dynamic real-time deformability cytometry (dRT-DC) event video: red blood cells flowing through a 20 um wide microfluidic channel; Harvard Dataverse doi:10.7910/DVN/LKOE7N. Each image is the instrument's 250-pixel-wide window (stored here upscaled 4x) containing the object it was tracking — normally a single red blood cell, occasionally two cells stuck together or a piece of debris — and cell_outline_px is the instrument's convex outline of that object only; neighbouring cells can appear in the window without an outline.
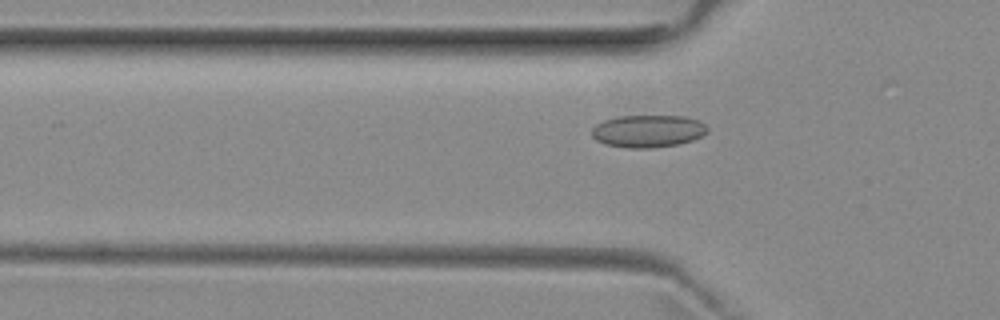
{"species": "common noctule bat (a hibernating species)", "species_latin": "Nyctalus noctula", "temperature_condition": "room temperature", "stored_images_in_passage": 36, "camera_frame_rate_fps": 3000, "um_per_image_px": 0.085, "animal": {"sex": "female", "body_mass_g": 29.2, "forearm_length_mm": 56.3}, "frame": {"image": 1, "passage_image": 6, "time_ms": 1.667, "image_size_px": [1000, 320], "cell_outline_px": [[708, 132], [692, 140], [676, 144], [648, 148], [628, 148], [604, 144], [596, 140], [592, 136], [592, 128], [596, 124], [604, 120], [616, 116], [684, 116], [700, 120], [708, 128]], "centroid_in_image_um": [55.06, 11.13], "position_along_channel_um": 70.7, "area_um2": 21.85}}
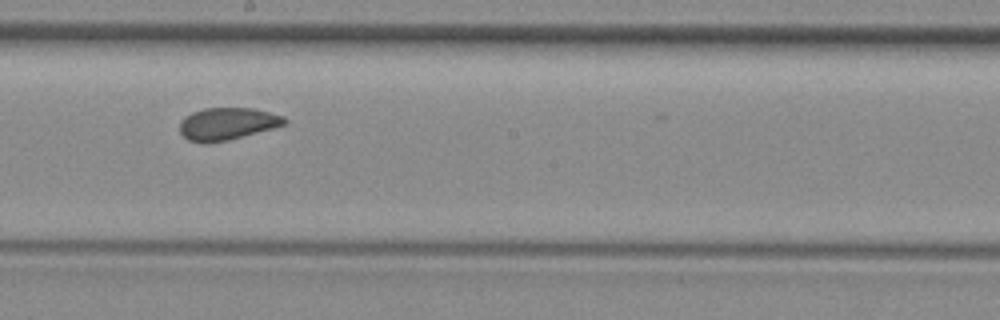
{"frame": {"image": 2, "passage_image": 18, "time_ms": 5.667, "image_size_px": [1000, 320], "cell_outline_px": [[288, 120], [284, 124], [272, 128], [224, 140], [188, 140], [180, 132], [180, 120], [184, 116], [192, 112], [204, 108], [252, 108], [284, 116]], "centroid_in_image_um": [19.31, 10.46], "position_along_channel_um": 228.9, "area_um2": 18.9}}
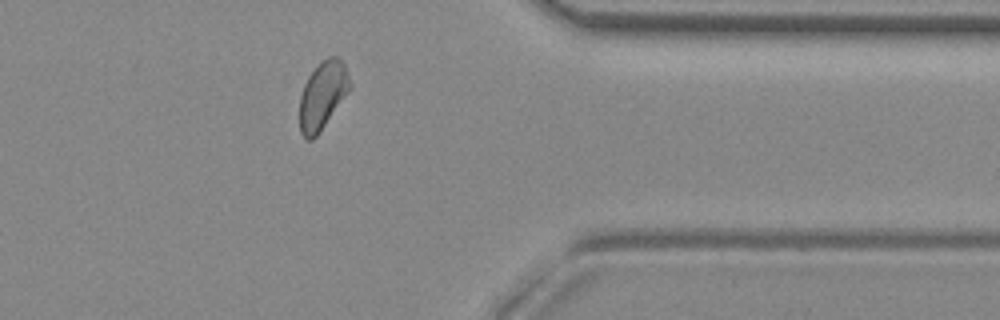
{"frame": {"image": 3, "passage_image": 31, "time_ms": 10.0, "image_size_px": [1000, 320], "cell_outline_px": [[352, 88], [320, 132], [312, 140], [308, 140], [300, 132], [300, 96], [304, 84], [308, 76], [320, 60], [328, 56], [336, 56], [344, 64], [352, 84]], "centroid_in_image_um": [27.44, 8.08], "position_along_channel_um": 384.0, "area_um2": 20.06}}